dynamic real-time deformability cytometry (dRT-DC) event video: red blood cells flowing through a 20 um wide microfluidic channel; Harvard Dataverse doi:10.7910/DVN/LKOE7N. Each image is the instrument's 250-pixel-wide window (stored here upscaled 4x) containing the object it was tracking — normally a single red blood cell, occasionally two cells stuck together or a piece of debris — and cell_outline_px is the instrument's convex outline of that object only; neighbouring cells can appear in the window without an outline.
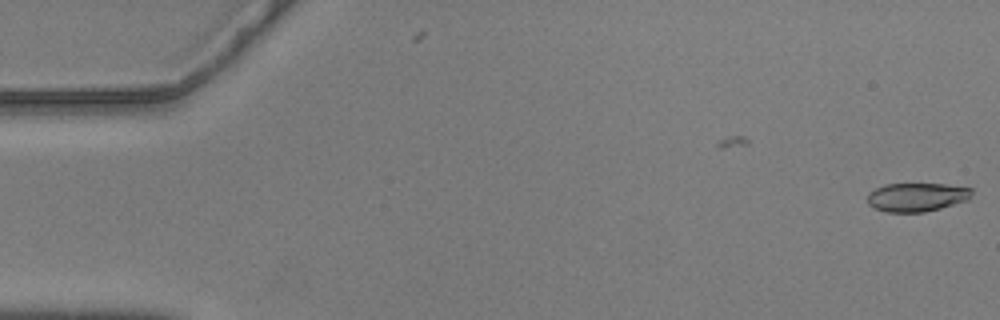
{"species": "common noctule bat (a hibernating species)", "species_latin": "Nyctalus noctula", "temperature_condition": "warm", "stored_images_in_passage": 6, "camera_frame_rate_fps": 3000, "um_per_image_px": 0.085, "animal": {"sex": "male", "body_mass_g": 20.5, "forearm_length_mm": 52.5}, "frame": {"image": 1, "passage_image": 6, "time_ms": 1.667, "image_size_px": [1000, 320], "cell_outline_px": [[972, 192], [968, 200], [940, 208], [924, 212], [884, 212], [872, 208], [868, 204], [868, 192], [884, 184], [944, 184], [972, 188]], "centroid_in_image_um": [77.89, 16.76], "position_along_channel_um": 7.1, "area_um2": 17.51}}